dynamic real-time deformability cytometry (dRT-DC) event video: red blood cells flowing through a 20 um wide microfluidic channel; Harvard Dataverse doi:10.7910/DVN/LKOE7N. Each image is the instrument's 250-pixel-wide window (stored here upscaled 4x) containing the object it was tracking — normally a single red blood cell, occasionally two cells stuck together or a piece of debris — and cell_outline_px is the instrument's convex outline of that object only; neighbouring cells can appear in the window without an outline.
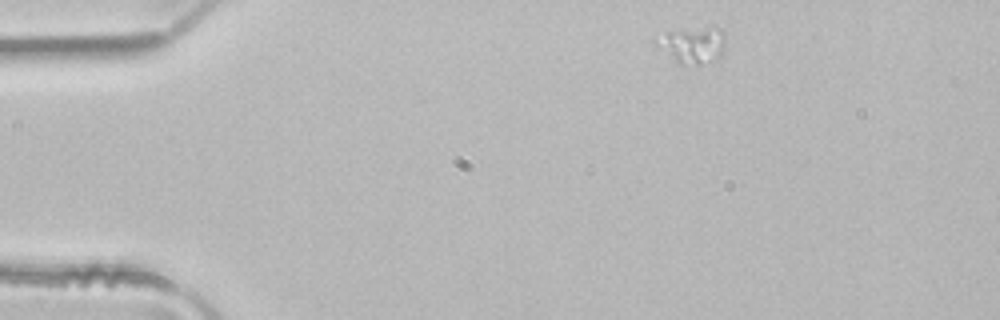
{"species": "common noctule bat (a hibernating species)", "species_latin": "Nyctalus noctula", "temperature_condition": "room temperature", "stored_images_in_passage": 3, "camera_frame_rate_fps": 3000, "um_per_image_px": 0.085, "animal": {"sex": "male", "body_mass_g": 21.5, "forearm_length_mm": 52.0}, "frame": {"image": 1, "passage_image": 1, "time_ms": 0.0, "image_size_px": [1000, 320], "cell_outline_px": [[728, 24], [724, 52], [720, 60], [700, 64], [676, 64], [652, 44], [652, 40], [664, 32], [728, 20]], "centroid_in_image_um": [58.99, 3.7], "position_along_channel_um": 26.0, "area_um2": 16.99}}
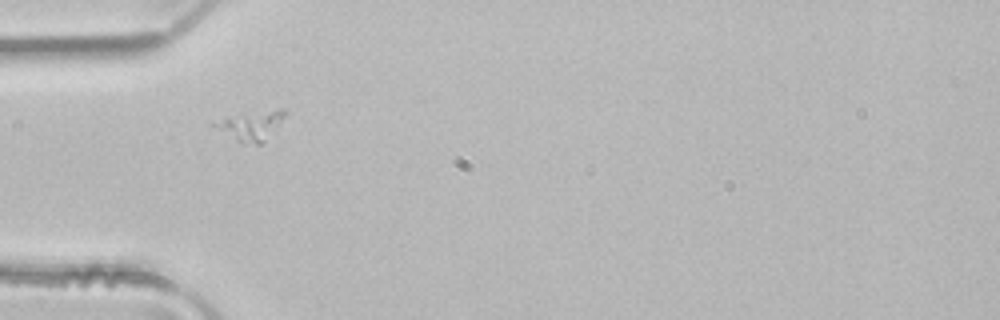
{"frame": {"image": 2, "passage_image": 3, "time_ms": 0.667, "image_size_px": [1000, 320], "cell_outline_px": [[288, 112], [264, 140], [260, 144], [244, 144], [236, 140], [216, 128], [212, 124], [212, 120], [228, 116], [280, 108], [288, 108]], "centroid_in_image_um": [21.31, 10.64], "position_along_channel_um": 63.7, "area_um2": 11.85}}